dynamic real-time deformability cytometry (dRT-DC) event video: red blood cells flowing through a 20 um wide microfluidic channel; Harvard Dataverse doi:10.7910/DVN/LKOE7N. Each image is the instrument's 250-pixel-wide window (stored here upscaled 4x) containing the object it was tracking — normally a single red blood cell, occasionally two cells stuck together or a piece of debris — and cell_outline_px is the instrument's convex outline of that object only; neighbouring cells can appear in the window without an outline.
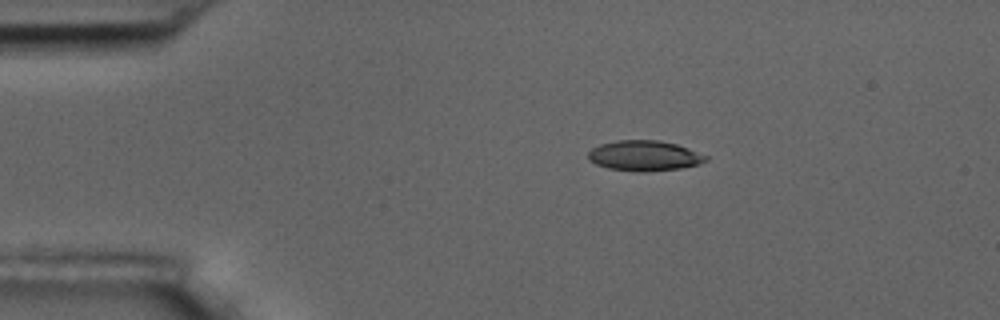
{"species": "common noctule bat (a hibernating species)", "species_latin": "Nyctalus noctula", "temperature_condition": "room temperature", "stored_images_in_passage": 9, "camera_frame_rate_fps": 3000, "um_per_image_px": 0.085, "animal": {"sex": "male", "body_mass_g": 17.5, "forearm_length_mm": 52.3}, "frame": {"image": 1, "passage_image": 1, "time_ms": 0.0, "image_size_px": [1000, 320], "cell_outline_px": [[708, 160], [700, 164], [680, 168], [644, 172], [636, 172], [608, 168], [596, 164], [588, 160], [588, 152], [592, 148], [600, 144], [616, 140], [656, 140], [676, 144], [688, 148], [708, 156]], "centroid_in_image_um": [54.76, 13.24], "position_along_channel_um": 30.2, "area_um2": 20.87}}
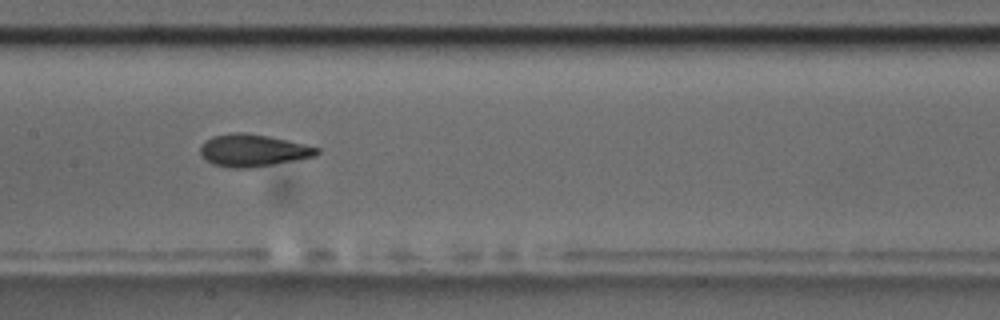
{"frame": {"image": 2, "passage_image": 6, "time_ms": 5.667, "image_size_px": [1000, 320], "cell_outline_px": [[320, 152], [316, 156], [300, 160], [252, 168], [228, 168], [212, 164], [204, 160], [200, 156], [200, 144], [204, 140], [212, 136], [232, 132], [240, 132], [268, 136], [288, 140], [320, 148]], "centroid_in_image_um": [21.48, 12.8], "position_along_channel_um": 185.9, "area_um2": 22.43}}
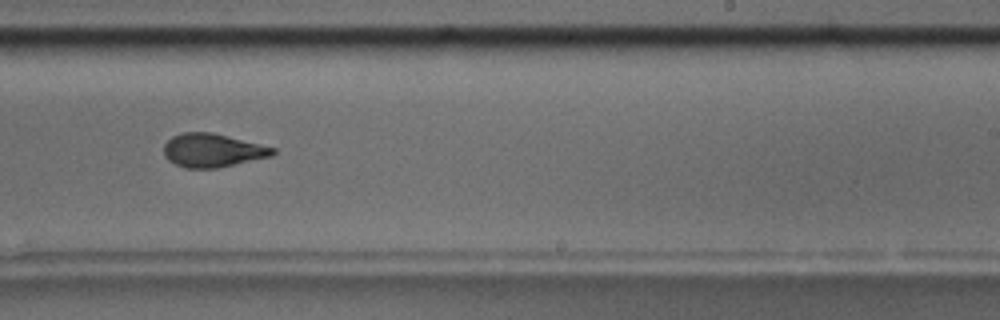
{"frame": {"image": 3, "passage_image": 8, "time_ms": 8.0, "image_size_px": [1000, 320], "cell_outline_px": [[276, 152], [272, 156], [216, 168], [184, 168], [168, 160], [164, 156], [164, 144], [172, 136], [184, 132], [212, 132], [276, 148]], "centroid_in_image_um": [18.05, 12.78], "position_along_channel_um": 270.9, "area_um2": 21.21}}